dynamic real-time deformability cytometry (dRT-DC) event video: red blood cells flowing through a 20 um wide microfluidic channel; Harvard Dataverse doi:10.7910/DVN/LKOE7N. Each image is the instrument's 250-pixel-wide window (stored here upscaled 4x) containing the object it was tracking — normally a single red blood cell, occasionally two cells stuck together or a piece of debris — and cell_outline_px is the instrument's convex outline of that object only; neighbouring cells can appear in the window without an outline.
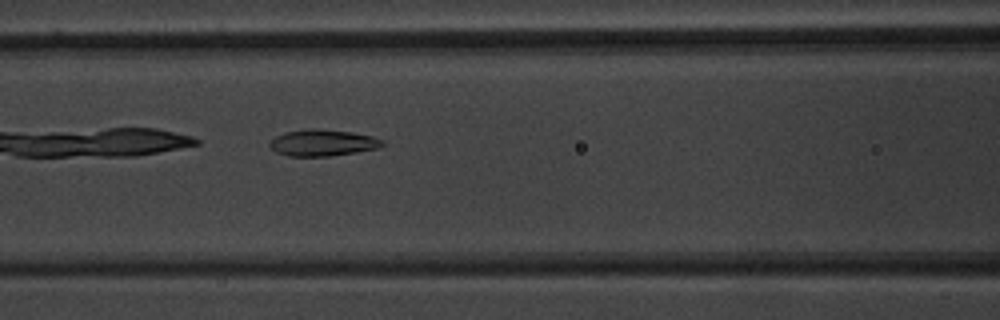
{"species": "common noctule bat (a hibernating species)", "species_latin": "Nyctalus noctula", "temperature_condition": "warm", "stored_images_in_passage": 35, "camera_frame_rate_fps": 3000, "um_per_image_px": 0.085, "animal": {"sex": "male", "body_mass_g": 20.1, "forearm_length_mm": 53.5}, "frame": {"image": 1, "passage_image": 7, "time_ms": 2.0, "image_size_px": [1000, 320], "cell_outline_px": [[384, 144], [380, 148], [332, 156], [288, 156], [276, 152], [268, 144], [276, 136], [288, 132], [308, 128], [316, 128], [352, 132], [372, 136], [384, 140]], "centroid_in_image_um": [27.46, 12.14], "position_along_channel_um": 139.1, "area_um2": 17.4}}
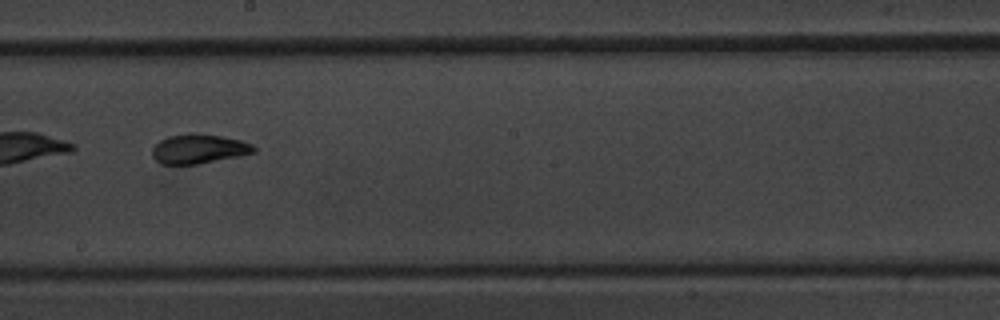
{"frame": {"image": 2, "passage_image": 14, "time_ms": 4.333, "image_size_px": [1000, 320], "cell_outline_px": [[256, 152], [240, 156], [196, 164], [160, 164], [152, 156], [152, 148], [160, 140], [168, 136], [192, 132], [220, 136], [240, 140], [252, 144], [256, 148]], "centroid_in_image_um": [16.89, 12.65], "position_along_channel_um": 231.3, "area_um2": 17.46}}
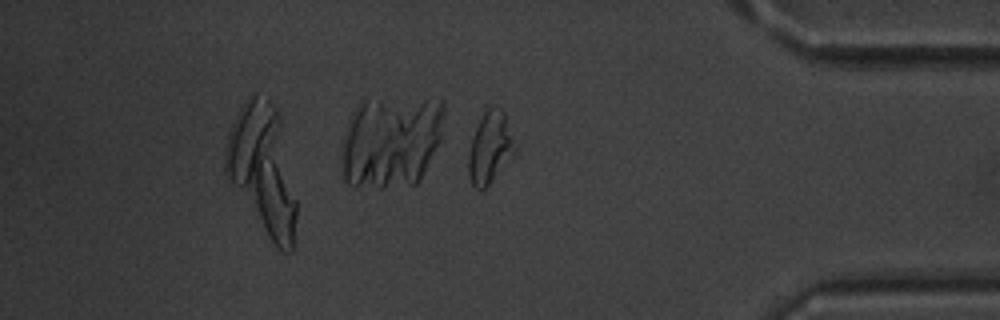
{"frame": {"image": 3, "passage_image": 28, "time_ms": 9.0, "image_size_px": [1000, 320], "cell_outline_px": [[520, 148], [492, 180], [484, 188], [476, 188], [472, 184], [468, 176], [468, 156], [472, 136], [484, 112], [492, 104], [500, 108], [504, 112]], "centroid_in_image_um": [41.71, 12.51], "position_along_channel_um": 393.5, "area_um2": 19.71}, "authors_computed_cell_mechanics": {"area_um2": 17.3978, "velocity_mm_per_s": 3.9597, "shape_relaxation_time_tau1_ms": 4.7268, "shape_relaxation_time_tau2_ms": 1.7584, "deformation_change_tau1": 0.1499, "deformation_change_tau2": 0.0491}}